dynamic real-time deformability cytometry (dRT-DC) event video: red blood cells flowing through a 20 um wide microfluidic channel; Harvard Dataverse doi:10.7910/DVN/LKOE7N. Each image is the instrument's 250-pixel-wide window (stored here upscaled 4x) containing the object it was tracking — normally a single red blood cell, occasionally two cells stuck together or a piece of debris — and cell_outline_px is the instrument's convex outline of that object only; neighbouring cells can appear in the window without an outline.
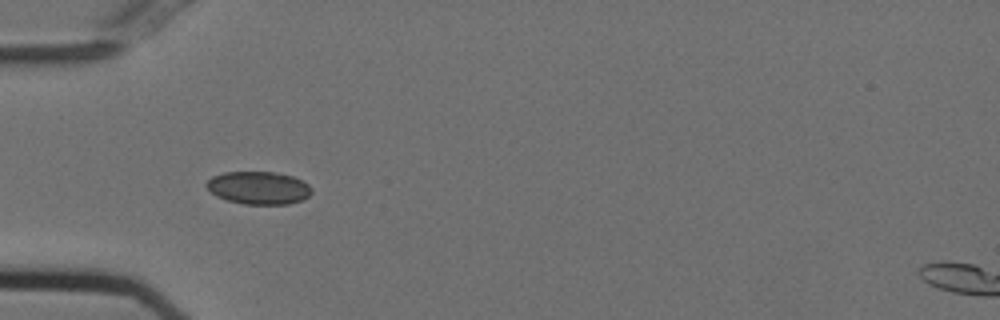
{"species": "Egyptian fruit bat (a non-hibernating species)", "species_latin": "Rousettus aegyptiacus", "temperature_condition": "cold", "stored_images_in_passage": 38, "camera_frame_rate_fps": 3000, "um_per_image_px": 0.085, "animal": {"sex": "female"}, "frame": {"image": 1, "passage_image": 1, "time_ms": 0.0, "image_size_px": [1000, 320], "cell_outline_px": [[312, 192], [308, 196], [300, 200], [288, 204], [244, 204], [228, 200], [216, 196], [204, 184], [212, 176], [224, 172], [272, 172], [292, 176], [308, 184], [312, 188]], "centroid_in_image_um": [21.96, 15.96], "position_along_channel_um": 63.0, "area_um2": 19.94}}
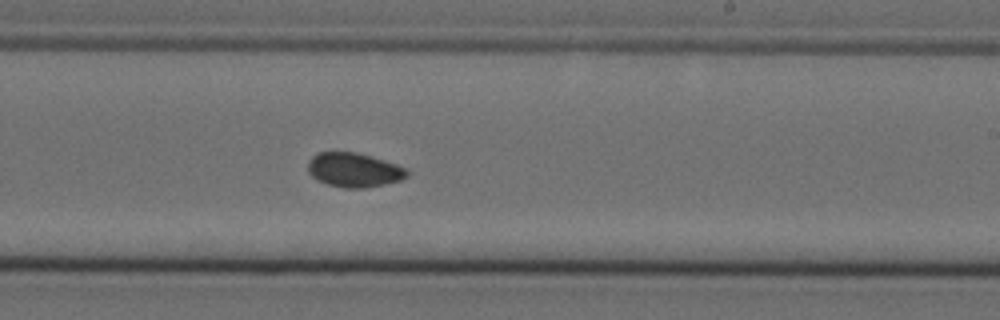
{"frame": {"image": 2, "passage_image": 17, "time_ms": 5.333, "image_size_px": [1000, 320], "cell_outline_px": [[412, 172], [408, 176], [400, 180], [384, 184], [364, 188], [344, 188], [328, 184], [316, 180], [308, 172], [308, 160], [312, 156], [320, 152], [356, 152], [384, 160], [408, 168]], "centroid_in_image_um": [30.11, 14.45], "position_along_channel_um": 258.9, "area_um2": 19.94}}
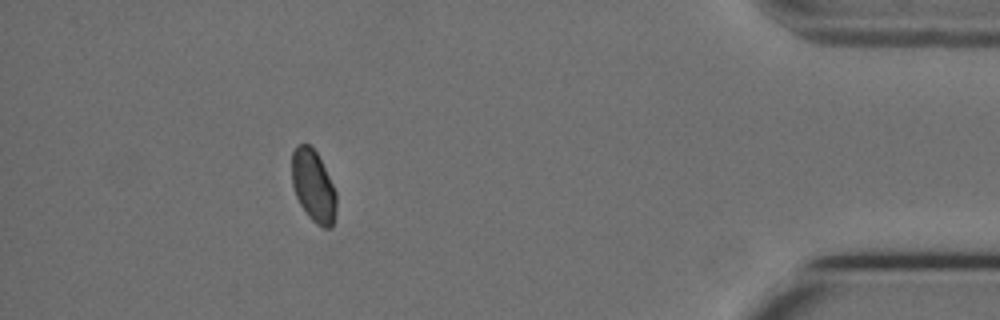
{"frame": {"image": 3, "passage_image": 33, "time_ms": 10.667, "image_size_px": [1000, 320], "cell_outline_px": [[336, 208], [332, 228], [324, 228], [316, 224], [308, 216], [300, 204], [296, 196], [292, 184], [292, 152], [296, 144], [308, 144], [316, 152], [336, 192]], "centroid_in_image_um": [26.62, 15.83], "position_along_channel_um": 408.6, "area_um2": 18.5}, "authors_computed_cell_mechanics": {"area_um2": 19.4208, "velocity_mm_per_s": 3.7239, "shape_relaxation_time_tau1_ms": null, "shape_relaxation_time_tau2_ms": 5.236, "deformation_change_tau1": null, "deformation_change_tau2": 0.051}}